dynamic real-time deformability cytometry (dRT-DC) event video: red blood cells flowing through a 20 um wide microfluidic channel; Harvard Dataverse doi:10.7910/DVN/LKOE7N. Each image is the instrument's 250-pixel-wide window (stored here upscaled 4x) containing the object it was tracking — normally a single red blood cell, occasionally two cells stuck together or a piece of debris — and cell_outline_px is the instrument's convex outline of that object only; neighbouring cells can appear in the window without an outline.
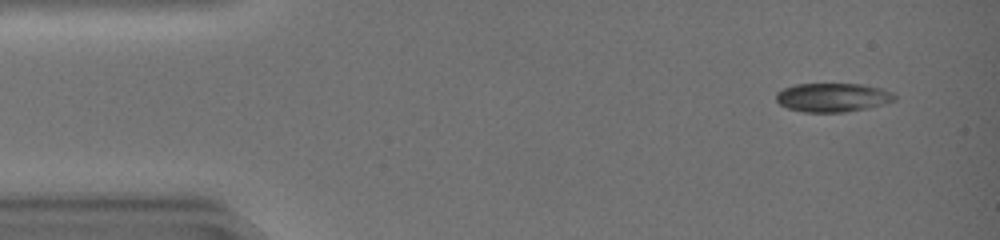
{"species": "common noctule bat (a hibernating species)", "species_latin": "Nyctalus noctula", "temperature_condition": "warm", "stored_images_in_passage": 44, "camera_frame_rate_fps": 3000, "um_per_image_px": 0.085, "animal": {"sex": "female", "body_mass_g": 19.0, "forearm_length_mm": 51.5}, "frame": {"image": 1, "passage_image": 3, "time_ms": 0.667, "image_size_px": [1000, 240], "cell_outline_px": [[896, 100], [884, 104], [868, 108], [844, 112], [804, 112], [788, 108], [780, 104], [776, 100], [776, 92], [784, 88], [796, 84], [864, 84], [880, 88], [892, 92], [896, 96]], "centroid_in_image_um": [70.79, 8.28], "position_along_channel_um": 14.2, "area_um2": 19.94}}
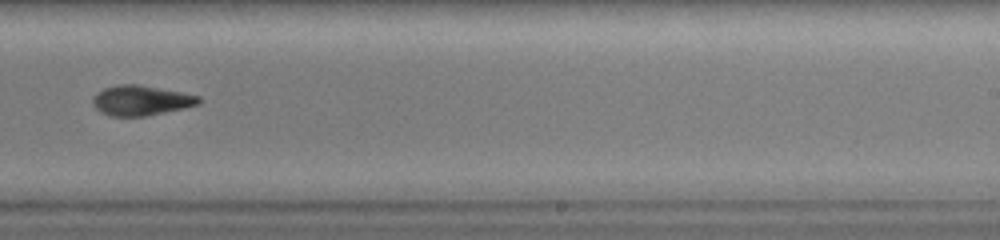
{"frame": {"image": 2, "passage_image": 28, "time_ms": 9.0, "image_size_px": [1000, 240], "cell_outline_px": [[200, 104], [184, 108], [144, 116], [112, 116], [100, 112], [92, 104], [92, 96], [96, 92], [104, 88], [116, 84], [140, 84], [200, 96]], "centroid_in_image_um": [11.94, 8.52], "position_along_channel_um": 277.1, "area_um2": 18.61}}
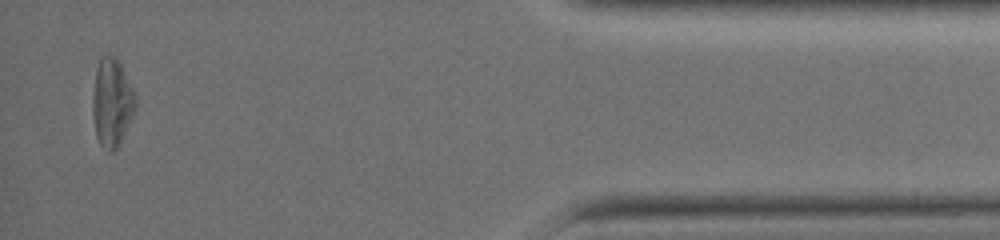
{"frame": {"image": 3, "passage_image": 42, "time_ms": 13.667, "image_size_px": [1000, 240], "cell_outline_px": [[136, 104], [132, 116], [120, 144], [112, 152], [108, 152], [100, 144], [96, 136], [92, 112], [92, 96], [96, 68], [100, 60], [104, 56], [116, 56], [136, 96]], "centroid_in_image_um": [9.49, 8.75], "position_along_channel_um": 425.7, "area_um2": 21.85}, "authors_computed_cell_mechanics": {"area_um2": 19.8254, "velocity_mm_per_s": 4.3564, "shape_relaxation_time_tau1_ms": 4.16, "shape_relaxation_time_tau2_ms": null, "deformation_change_tau1": 0.1897, "deformation_change_tau2": null}}